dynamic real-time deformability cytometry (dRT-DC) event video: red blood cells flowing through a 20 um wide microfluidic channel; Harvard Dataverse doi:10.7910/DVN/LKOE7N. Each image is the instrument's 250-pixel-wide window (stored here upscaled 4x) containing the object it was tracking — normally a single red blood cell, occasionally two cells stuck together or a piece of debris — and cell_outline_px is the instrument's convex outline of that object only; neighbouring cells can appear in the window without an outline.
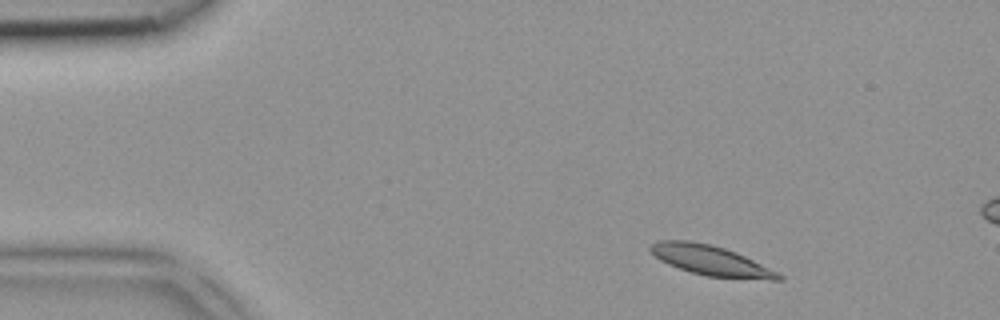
{"species": "common noctule bat (a hibernating species)", "species_latin": "Nyctalus noctula", "temperature_condition": "room temperature", "stored_images_in_passage": 3, "camera_frame_rate_fps": 3000, "um_per_image_px": 0.085, "animal": {"sex": "female", "body_mass_g": 18.4}, "frame": {"image": 1, "passage_image": 1, "time_ms": 0.0, "image_size_px": [1000, 320], "cell_outline_px": [[784, 280], [772, 280], [704, 276], [668, 264], [660, 260], [648, 248], [652, 244], [660, 240], [688, 240], [708, 244], [724, 248], [736, 252], [780, 272], [784, 276]], "centroid_in_image_um": [60.48, 22.15], "position_along_channel_um": 24.5, "area_um2": 22.31}}